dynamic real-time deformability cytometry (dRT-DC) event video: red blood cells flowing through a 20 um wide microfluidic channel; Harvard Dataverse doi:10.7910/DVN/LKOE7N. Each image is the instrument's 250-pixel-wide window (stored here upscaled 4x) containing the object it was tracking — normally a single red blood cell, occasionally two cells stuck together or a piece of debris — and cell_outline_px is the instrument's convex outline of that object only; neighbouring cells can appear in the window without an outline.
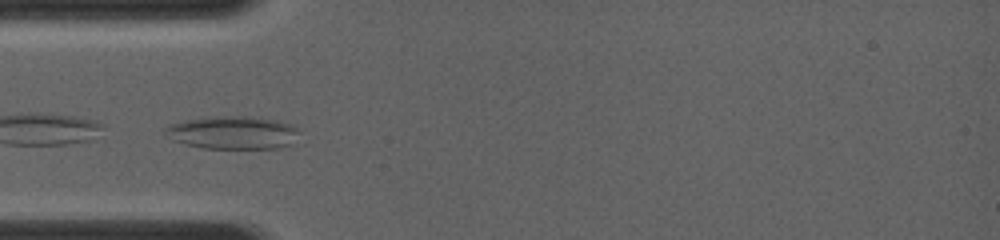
{"species": "common noctule bat (a hibernating species)", "species_latin": "Nyctalus noctula", "temperature_condition": "room temperature", "stored_images_in_passage": 3, "camera_frame_rate_fps": 4000, "um_per_image_px": 0.085, "animal": {"sex": "female", "body_mass_g": 19.0, "forearm_length_mm": 56.7}, "frame": {"image": 1, "passage_image": 1, "time_ms": 0.0, "image_size_px": [1000, 240], "cell_outline_px": [[296, 132], [288, 144], [276, 148], [200, 148], [184, 144], [172, 140], [164, 132], [164, 128], [168, 124], [184, 120], [216, 116], [248, 116], [276, 120], [292, 124], [296, 128]], "centroid_in_image_um": [19.67, 11.26], "position_along_channel_um": 65.3, "area_um2": 25.49}}
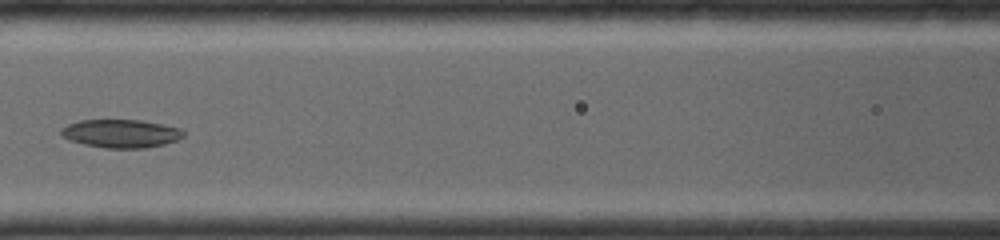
{"frame": {"image": 2, "passage_image": 3, "time_ms": 2.0, "image_size_px": [1000, 240], "cell_outline_px": [[184, 136], [176, 140], [164, 144], [144, 148], [104, 148], [84, 144], [72, 140], [64, 136], [60, 132], [60, 128], [68, 124], [80, 120], [140, 120], [180, 128], [184, 132]], "centroid_in_image_um": [10.28, 11.35], "position_along_channel_um": 156.3, "area_um2": 19.94}}